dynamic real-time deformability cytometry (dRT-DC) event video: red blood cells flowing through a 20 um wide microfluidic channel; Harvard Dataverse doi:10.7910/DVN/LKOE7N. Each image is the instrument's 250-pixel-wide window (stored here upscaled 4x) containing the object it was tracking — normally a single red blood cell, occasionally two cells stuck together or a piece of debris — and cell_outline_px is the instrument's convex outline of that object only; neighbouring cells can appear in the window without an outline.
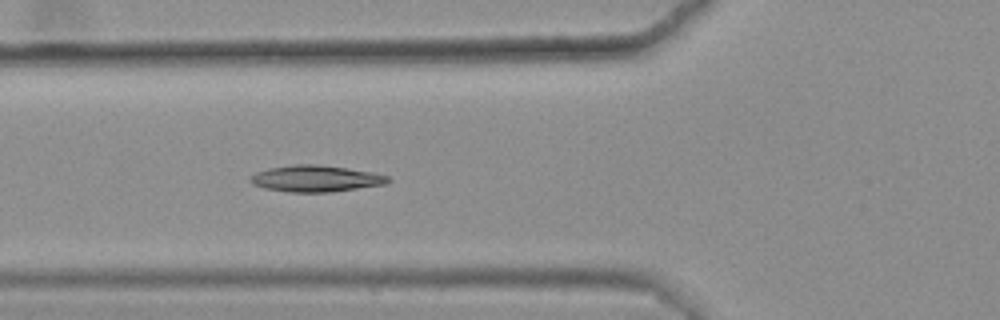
{"species": "common noctule bat (a hibernating species)", "species_latin": "Nyctalus noctula", "temperature_condition": "warm", "stored_images_in_passage": 48, "camera_frame_rate_fps": 3000, "um_per_image_px": 0.085, "animal": {"sex": "female", "body_mass_g": 25.1}, "frame": {"image": 1, "passage_image": 21, "time_ms": 6.667, "image_size_px": [1000, 320], "cell_outline_px": [[392, 180], [388, 184], [332, 192], [288, 192], [264, 188], [252, 184], [248, 180], [248, 176], [256, 172], [268, 168], [292, 164], [320, 164], [372, 172], [388, 176]], "centroid_in_image_um": [26.82, 15.18], "position_along_channel_um": 99.0, "area_um2": 21.56}, "authors_computed_cell_mechanics": {"area_um2": 20.1433, "velocity_mm_per_s": 3.625, "shape_relaxation_time_tau1_ms": null, "shape_relaxation_time_tau2_ms": 4.1988, "deformation_change_tau1": null, "deformation_change_tau2": 0.0758}}